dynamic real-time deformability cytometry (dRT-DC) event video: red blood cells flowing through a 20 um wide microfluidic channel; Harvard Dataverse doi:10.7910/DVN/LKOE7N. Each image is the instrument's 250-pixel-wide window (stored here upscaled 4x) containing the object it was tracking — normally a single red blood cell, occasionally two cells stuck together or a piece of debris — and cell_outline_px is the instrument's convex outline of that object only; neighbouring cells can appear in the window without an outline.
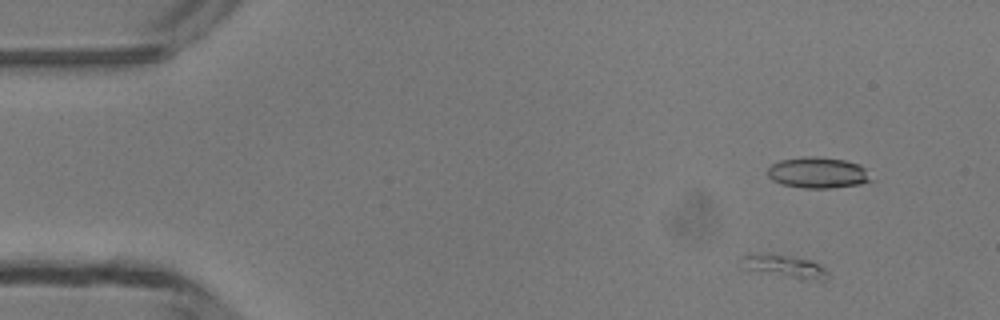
{"species": "common noctule bat (a hibernating species)", "species_latin": "Nyctalus noctula", "temperature_condition": "room temperature", "stored_images_in_passage": 13, "camera_frame_rate_fps": 3000, "um_per_image_px": 0.085, "animal": {"sex": "male", "body_mass_g": 13.3}, "frame": {"image": 1, "passage_image": 3, "time_ms": 0.667, "image_size_px": [1000, 320], "cell_outline_px": [[828, 272], [824, 280], [804, 280], [748, 268], [740, 256], [768, 252], [792, 256], [808, 260], [824, 268]], "centroid_in_image_um": [66.75, 22.61], "position_along_channel_um": 18.3, "area_um2": 10.87}}